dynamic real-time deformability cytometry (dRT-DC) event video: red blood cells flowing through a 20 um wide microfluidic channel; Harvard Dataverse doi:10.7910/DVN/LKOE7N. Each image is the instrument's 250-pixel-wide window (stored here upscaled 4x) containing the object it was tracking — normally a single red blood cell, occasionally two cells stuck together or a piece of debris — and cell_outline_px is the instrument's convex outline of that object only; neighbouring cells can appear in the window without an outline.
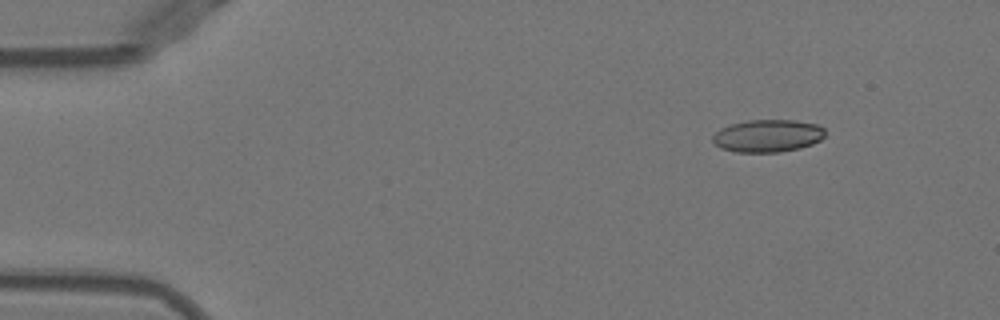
{"species": "Egyptian fruit bat (a non-hibernating species)", "species_latin": "Rousettus aegyptiacus", "temperature_condition": "warm", "stored_images_in_passage": 47, "camera_frame_rate_fps": 3000, "um_per_image_px": 0.085, "animal": {"sex": "female"}, "frame": {"image": 1, "passage_image": 1, "time_ms": 0.0, "image_size_px": [1000, 320], "cell_outline_px": [[824, 136], [820, 140], [812, 144], [800, 148], [780, 152], [736, 152], [720, 148], [712, 140], [712, 136], [720, 128], [732, 124], [748, 120], [796, 120], [816, 124], [824, 128]], "centroid_in_image_um": [65.25, 11.54], "position_along_channel_um": 19.7, "area_um2": 21.33}}
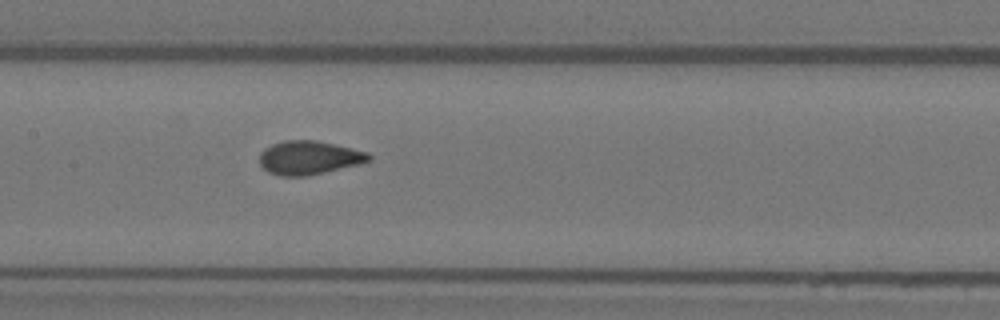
{"frame": {"image": 2, "passage_image": 20, "time_ms": 6.333, "image_size_px": [1000, 320], "cell_outline_px": [[372, 160], [324, 172], [304, 176], [280, 176], [268, 172], [260, 164], [260, 152], [264, 148], [272, 144], [284, 140], [316, 140], [368, 152], [372, 156]], "centroid_in_image_um": [26.23, 13.39], "position_along_channel_um": 181.2, "area_um2": 21.27}}
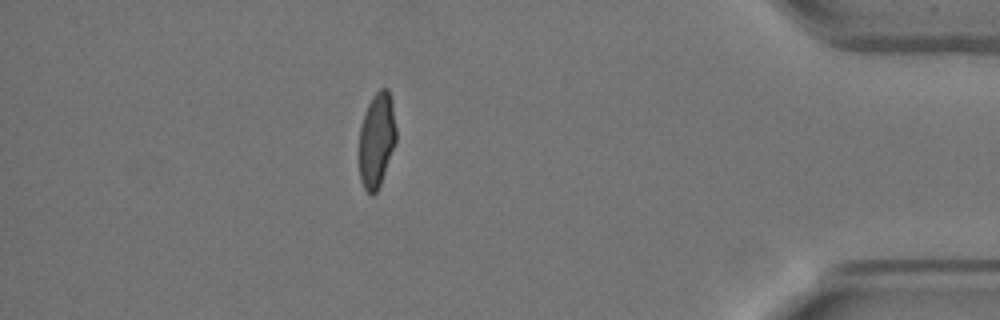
{"frame": {"image": 3, "passage_image": 40, "time_ms": 13.0, "image_size_px": [1000, 320], "cell_outline_px": [[396, 144], [380, 184], [376, 192], [372, 196], [364, 188], [360, 180], [360, 128], [364, 112], [372, 96], [380, 88], [388, 88], [392, 100], [396, 128]], "centroid_in_image_um": [32.03, 11.87], "position_along_channel_um": 403.2, "area_um2": 20.52}, "authors_computed_cell_mechanics": {"area_um2": 21.3282, "velocity_mm_per_s": 3.9779, "shape_relaxation_time_tau1_ms": 6.4722, "shape_relaxation_time_tau2_ms": 0.6129, "deformation_change_tau1": 0.1894, "deformation_change_tau2": 0.0705}}